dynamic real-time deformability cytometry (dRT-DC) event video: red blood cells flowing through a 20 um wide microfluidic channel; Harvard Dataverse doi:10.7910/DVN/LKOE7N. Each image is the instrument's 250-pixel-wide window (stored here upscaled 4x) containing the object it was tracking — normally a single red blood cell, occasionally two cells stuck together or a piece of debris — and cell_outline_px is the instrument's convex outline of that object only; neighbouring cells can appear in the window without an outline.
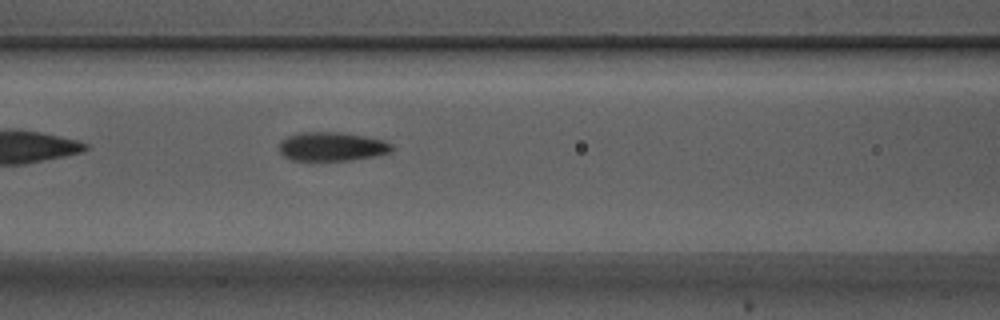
{"species": "Egyptian fruit bat (a non-hibernating species)", "species_latin": "Rousettus aegyptiacus", "temperature_condition": "warm", "stored_images_in_passage": 6, "camera_frame_rate_fps": 3000, "um_per_image_px": 0.085, "animal": {"sex": "male"}, "frame": {"image": 1, "passage_image": 6, "time_ms": 1.667, "image_size_px": [1000, 320], "cell_outline_px": [[392, 152], [352, 160], [292, 160], [284, 156], [280, 152], [280, 140], [288, 136], [300, 132], [340, 132], [364, 136], [384, 140], [392, 144]], "centroid_in_image_um": [28.2, 12.45], "position_along_channel_um": 138.4, "area_um2": 18.9}}